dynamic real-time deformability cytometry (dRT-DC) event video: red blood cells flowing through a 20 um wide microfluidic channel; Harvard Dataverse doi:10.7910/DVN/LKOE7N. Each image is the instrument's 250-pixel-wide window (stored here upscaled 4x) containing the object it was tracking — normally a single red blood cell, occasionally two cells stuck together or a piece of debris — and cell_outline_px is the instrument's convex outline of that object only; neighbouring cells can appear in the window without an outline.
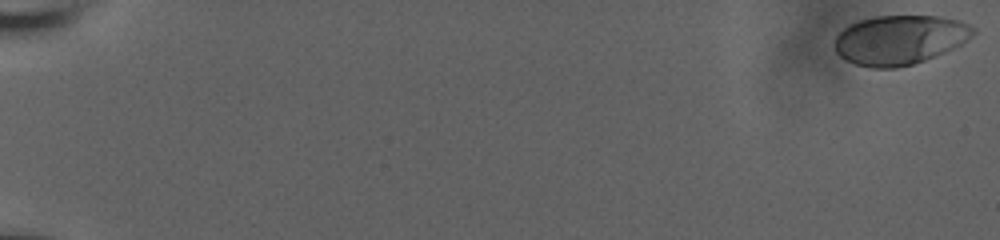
{"species": "human", "species_latin": "Homo sapiens", "temperature_condition": "room temperature", "stored_images_in_passage": 56, "camera_frame_rate_fps": 3000, "um_per_image_px": 0.085, "donor": {"sex": "male"}, "frame": {"image": 1, "passage_image": 1, "time_ms": 0.0, "image_size_px": [1000, 240], "cell_outline_px": [[976, 32], [960, 44], [936, 56], [912, 64], [896, 68], [868, 68], [856, 64], [840, 56], [836, 52], [832, 44], [836, 36], [844, 28], [860, 20], [876, 16], [940, 16], [960, 20], [976, 28]], "centroid_in_image_um": [76.46, 3.38], "position_along_channel_um": 8.5, "area_um2": 39.82}}
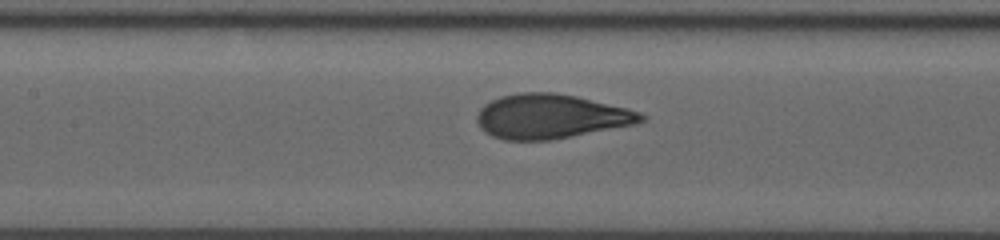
{"frame": {"image": 2, "passage_image": 31, "time_ms": 10.0, "image_size_px": [1000, 240], "cell_outline_px": [[648, 116], [644, 120], [636, 124], [552, 140], [504, 140], [492, 136], [484, 132], [480, 128], [476, 120], [476, 112], [484, 104], [500, 96], [520, 92], [556, 92], [576, 96], [628, 108], [640, 112]], "centroid_in_image_um": [46.8, 9.89], "position_along_channel_um": 160.6, "area_um2": 42.83}}
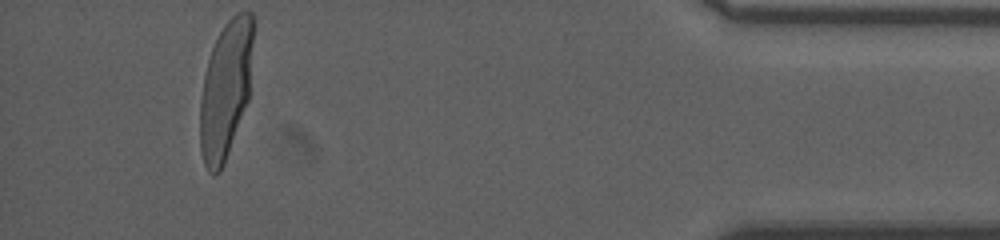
{"frame": {"image": 3, "passage_image": 56, "time_ms": 18.333, "image_size_px": [1000, 240], "cell_outline_px": [[252, 44], [248, 100], [224, 164], [220, 172], [212, 176], [208, 172], [204, 164], [200, 152], [200, 100], [204, 76], [208, 60], [212, 48], [224, 24], [236, 12], [252, 12]], "centroid_in_image_um": [19.15, 7.67], "position_along_channel_um": 416.0, "area_um2": 42.19}, "authors_computed_cell_mechanics": {"area_um2": 41.7027, "velocity_mm_per_s": 3.7155, "shape_relaxation_time_tau1_ms": 4.6606, "shape_relaxation_time_tau2_ms": null, "deformation_change_tau1": 0.2204, "deformation_change_tau2": null}}